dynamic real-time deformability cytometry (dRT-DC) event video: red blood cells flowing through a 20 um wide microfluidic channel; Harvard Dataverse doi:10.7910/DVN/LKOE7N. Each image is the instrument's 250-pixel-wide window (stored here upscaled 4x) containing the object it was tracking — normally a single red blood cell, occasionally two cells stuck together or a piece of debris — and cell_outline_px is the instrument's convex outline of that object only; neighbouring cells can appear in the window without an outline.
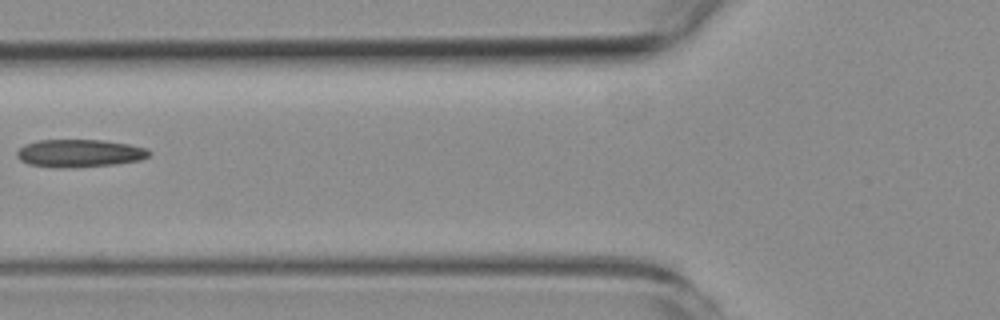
{"species": "common noctule bat (a hibernating species)", "species_latin": "Nyctalus noctula", "temperature_condition": "room temperature", "stored_images_in_passage": 7, "camera_frame_rate_fps": 3000, "um_per_image_px": 0.085, "animal": {"sex": "female", "body_mass_g": 19.3, "forearm_length_mm": 54.1}, "frame": {"image": 1, "passage_image": 7, "time_ms": 7.667, "image_size_px": [1000, 320], "cell_outline_px": [[152, 152], [148, 156], [140, 160], [116, 164], [72, 168], [56, 168], [28, 164], [20, 160], [16, 156], [16, 152], [24, 144], [40, 140], [104, 140], [128, 144], [148, 148]], "centroid_in_image_um": [6.76, 13.03], "position_along_channel_um": 119.0, "area_um2": 21.62}}